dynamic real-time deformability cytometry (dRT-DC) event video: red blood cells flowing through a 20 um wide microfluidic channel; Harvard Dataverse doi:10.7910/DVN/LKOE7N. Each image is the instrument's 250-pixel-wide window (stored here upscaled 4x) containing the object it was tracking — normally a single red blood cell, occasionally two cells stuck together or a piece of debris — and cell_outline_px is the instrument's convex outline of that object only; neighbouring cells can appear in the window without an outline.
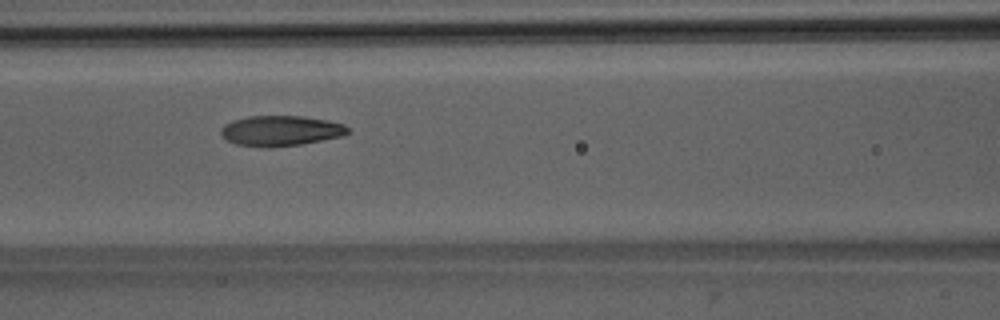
{"species": "Egyptian fruit bat (a non-hibernating species)", "species_latin": "Rousettus aegyptiacus", "temperature_condition": "room temperature", "stored_images_in_passage": 27, "camera_frame_rate_fps": 3000, "um_per_image_px": 0.085, "animal": {"sex": "male"}, "frame": {"image": 1, "passage_image": 23, "time_ms": 7.333, "image_size_px": [1000, 320], "cell_outline_px": [[348, 132], [340, 136], [300, 144], [268, 148], [236, 144], [228, 140], [220, 132], [220, 128], [224, 124], [232, 120], [248, 116], [304, 116], [328, 120], [344, 124], [348, 128]], "centroid_in_image_um": [23.82, 11.1], "position_along_channel_um": 142.8, "area_um2": 22.31}}